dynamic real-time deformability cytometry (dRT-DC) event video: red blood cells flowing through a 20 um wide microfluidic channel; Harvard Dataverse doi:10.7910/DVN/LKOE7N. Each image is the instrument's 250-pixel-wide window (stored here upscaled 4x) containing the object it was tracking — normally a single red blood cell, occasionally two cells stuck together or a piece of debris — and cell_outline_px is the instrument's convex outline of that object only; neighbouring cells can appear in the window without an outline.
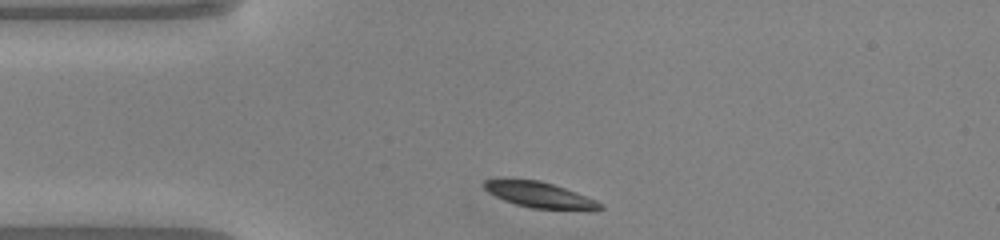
{"species": "common noctule bat (a hibernating species)", "species_latin": "Nyctalus noctula", "temperature_condition": "warm", "stored_images_in_passage": 40, "camera_frame_rate_fps": 3000, "um_per_image_px": 0.085, "animal": {"sex": "male", "body_mass_g": 20.0, "forearm_length_mm": 53.3}, "frame": {"image": 1, "passage_image": 1, "time_ms": 0.0, "image_size_px": [1000, 240], "cell_outline_px": [[604, 208], [532, 208], [516, 204], [504, 200], [488, 192], [484, 188], [484, 180], [500, 176], [540, 180], [576, 192], [596, 200], [604, 204]], "centroid_in_image_um": [45.7, 16.48], "position_along_channel_um": 39.3, "area_um2": 17.28}}
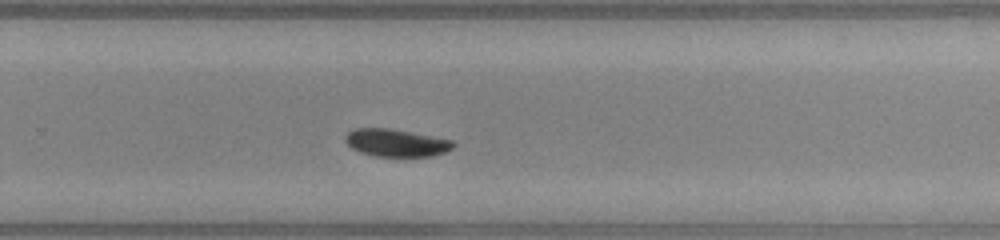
{"frame": {"image": 2, "passage_image": 22, "time_ms": 7.0, "image_size_px": [1000, 240], "cell_outline_px": [[456, 144], [452, 148], [444, 152], [432, 156], [376, 156], [360, 152], [352, 148], [344, 140], [344, 136], [348, 132], [356, 128], [392, 128], [452, 140]], "centroid_in_image_um": [33.66, 12.13], "position_along_channel_um": 296.1, "area_um2": 17.28}}
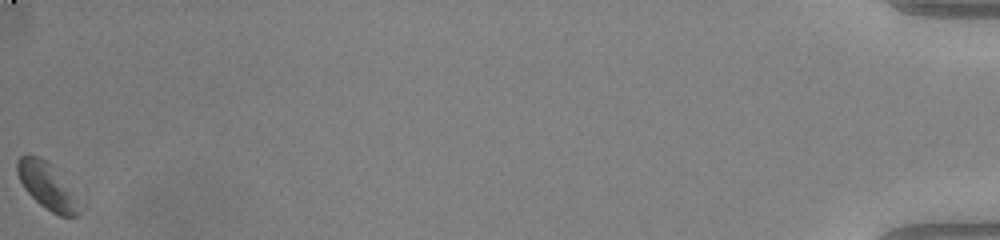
{"frame": {"image": 3, "passage_image": 40, "time_ms": 13.0, "image_size_px": [1000, 240], "cell_outline_px": [[88, 204], [76, 216], [60, 216], [52, 212], [40, 204], [24, 188], [16, 172], [16, 160], [20, 156], [40, 156], [88, 196]], "centroid_in_image_um": [4.27, 15.87], "position_along_channel_um": 430.9, "area_um2": 18.5}, "authors_computed_cell_mechanics": {"area_um2": 17.6001, "velocity_mm_per_s": 3.9933, "shape_relaxation_time_tau1_ms": 2.7042, "shape_relaxation_time_tau2_ms": null, "deformation_change_tau1": 0.1259, "deformation_change_tau2": null}}